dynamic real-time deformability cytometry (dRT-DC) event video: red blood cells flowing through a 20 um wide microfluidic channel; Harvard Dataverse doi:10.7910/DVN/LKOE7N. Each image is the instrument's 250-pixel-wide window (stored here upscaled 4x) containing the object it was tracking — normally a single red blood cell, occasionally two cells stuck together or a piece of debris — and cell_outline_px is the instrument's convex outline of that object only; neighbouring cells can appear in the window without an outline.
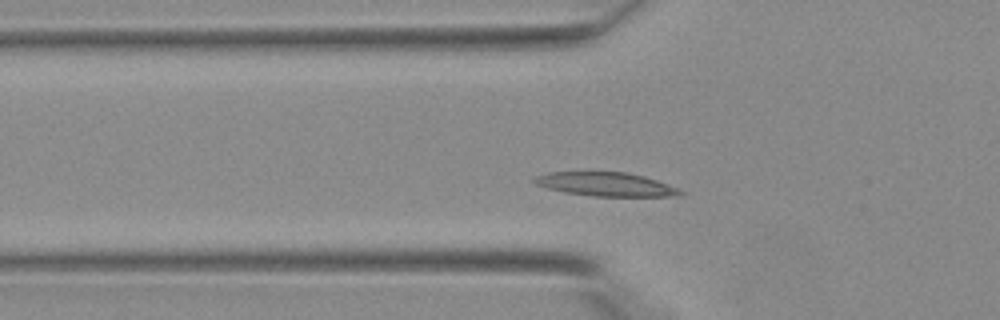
{"species": "Egyptian fruit bat (a non-hibernating species)", "species_latin": "Rousettus aegyptiacus", "temperature_condition": "warm", "stored_images_in_passage": 33, "camera_frame_rate_fps": 3000, "um_per_image_px": 0.085, "animal": {"sex": "female"}, "frame": {"image": 1, "passage_image": 6, "time_ms": 1.667, "image_size_px": [1000, 320], "cell_outline_px": [[688, 192], [684, 196], [592, 196], [564, 192], [548, 188], [536, 184], [532, 180], [536, 176], [548, 172], [624, 172], [644, 176], [668, 184]], "centroid_in_image_um": [51.56, 15.67], "position_along_channel_um": 74.2, "area_um2": 20.29}}
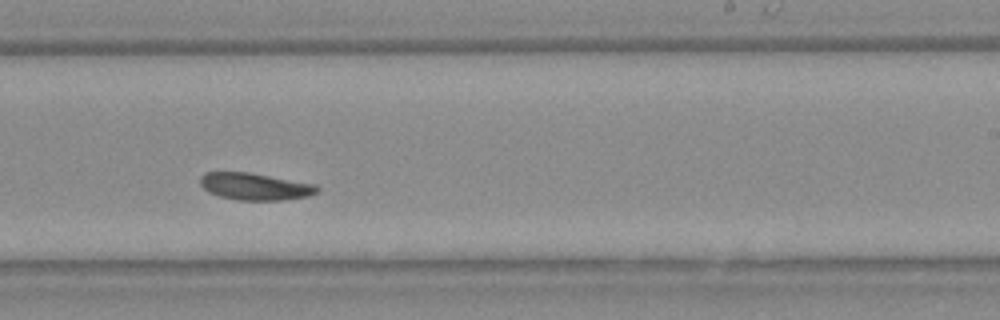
{"frame": {"image": 2, "passage_image": 18, "time_ms": 5.667, "image_size_px": [1000, 320], "cell_outline_px": [[320, 188], [316, 192], [308, 196], [284, 200], [236, 200], [220, 196], [208, 192], [200, 184], [200, 176], [204, 172], [248, 172], [316, 184]], "centroid_in_image_um": [21.66, 15.85], "position_along_channel_um": 267.3, "area_um2": 18.44}}
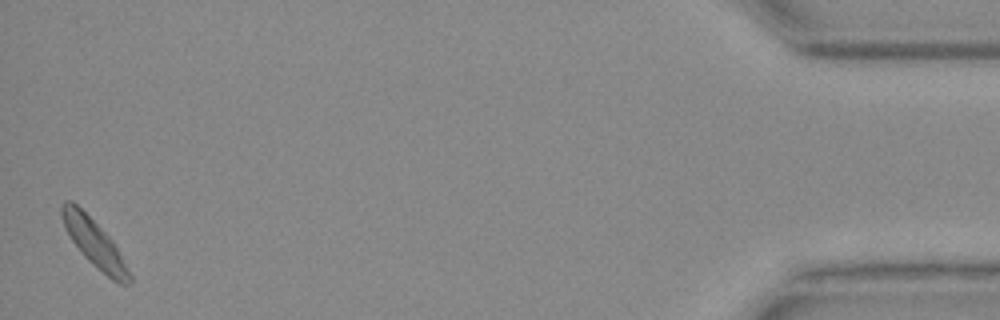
{"frame": {"image": 3, "passage_image": 33, "time_ms": 10.667, "image_size_px": [1000, 320], "cell_outline_px": [[132, 284], [120, 284], [112, 280], [88, 260], [84, 256], [72, 240], [64, 224], [60, 212], [60, 204], [64, 200], [72, 200], [112, 240], [132, 276]], "centroid_in_image_um": [8.02, 20.67], "position_along_channel_um": 427.2, "area_um2": 18.15}}